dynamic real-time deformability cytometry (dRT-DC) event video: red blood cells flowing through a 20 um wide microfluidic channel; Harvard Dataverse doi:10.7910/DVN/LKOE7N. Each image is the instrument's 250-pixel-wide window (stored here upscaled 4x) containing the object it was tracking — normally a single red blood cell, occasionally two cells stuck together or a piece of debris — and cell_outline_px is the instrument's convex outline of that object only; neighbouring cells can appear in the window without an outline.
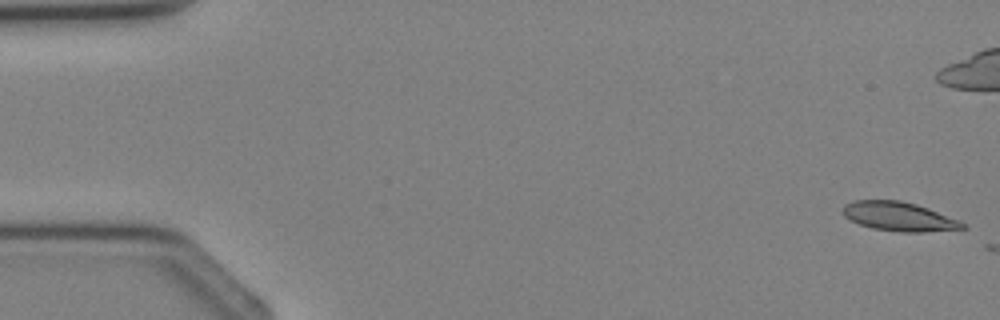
{"species": "Egyptian fruit bat (a non-hibernating species)", "species_latin": "Rousettus aegyptiacus", "temperature_condition": "cold", "stored_images_in_passage": 5, "camera_frame_rate_fps": 3000, "um_per_image_px": 0.085, "animal": {"sex": "female"}, "frame": {"image": 1, "passage_image": 1, "time_ms": 0.0, "image_size_px": [1000, 320], "cell_outline_px": [[968, 228], [920, 232], [904, 232], [872, 228], [860, 224], [844, 216], [844, 204], [852, 200], [900, 200], [916, 204], [928, 208], [960, 220], [968, 224]], "centroid_in_image_um": [76.46, 18.4], "position_along_channel_um": 8.5, "area_um2": 20.23}}
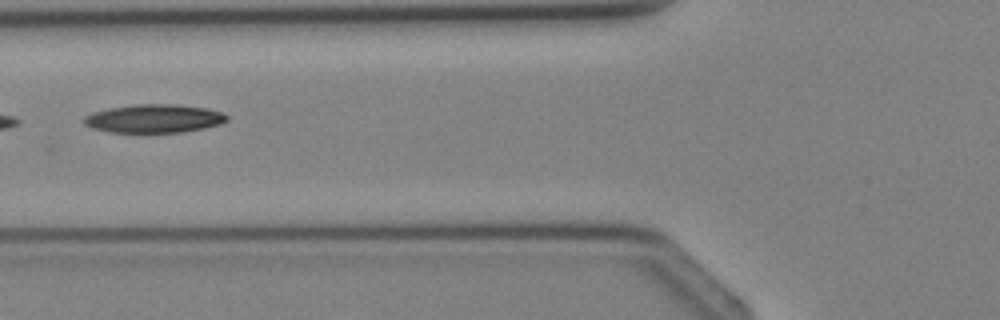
{"frame": {"image": 2, "passage_image": 5, "time_ms": 5.667, "image_size_px": [1000, 320], "cell_outline_px": [[228, 120], [220, 124], [204, 128], [180, 132], [112, 132], [92, 128], [84, 124], [84, 116], [92, 112], [108, 108], [132, 104], [180, 104], [208, 108], [220, 112], [228, 116]], "centroid_in_image_um": [13.09, 10.06], "position_along_channel_um": 112.7, "area_um2": 23.76}}